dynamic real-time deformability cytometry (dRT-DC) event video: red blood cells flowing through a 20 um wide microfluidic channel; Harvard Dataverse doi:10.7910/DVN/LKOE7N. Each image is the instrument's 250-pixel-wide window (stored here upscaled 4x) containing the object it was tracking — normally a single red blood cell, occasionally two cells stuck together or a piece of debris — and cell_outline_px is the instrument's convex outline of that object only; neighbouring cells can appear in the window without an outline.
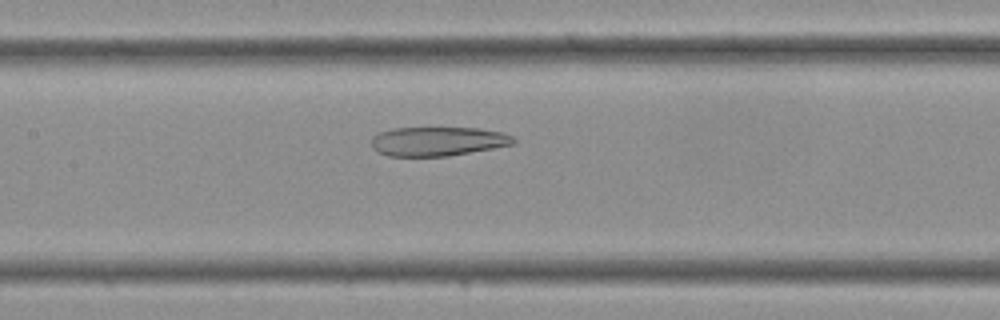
{"species": "Egyptian fruit bat (a non-hibernating species)", "species_latin": "Rousettus aegyptiacus", "temperature_condition": "cold", "stored_images_in_passage": 37, "camera_frame_rate_fps": 3000, "um_per_image_px": 0.085, "frame": {"image": 1, "passage_image": 17, "time_ms": 5.333, "image_size_px": [1000, 320], "cell_outline_px": [[516, 144], [448, 156], [388, 156], [376, 152], [372, 148], [372, 136], [380, 132], [392, 128], [480, 128], [504, 132], [512, 136], [516, 140]], "centroid_in_image_um": [37.22, 12.01], "position_along_channel_um": 170.2, "area_um2": 24.33}}
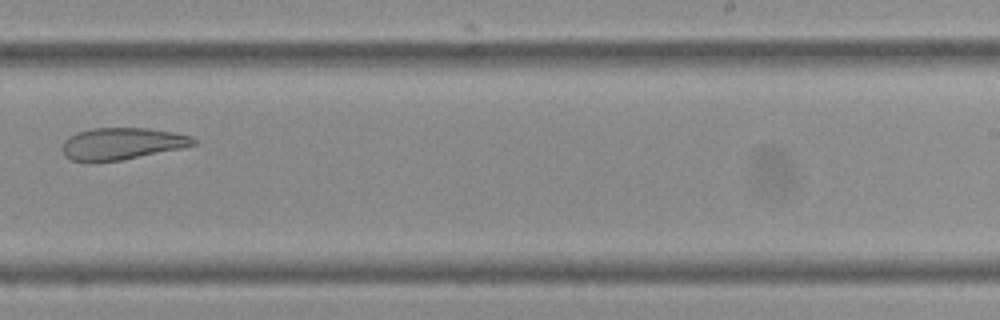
{"frame": {"image": 2, "passage_image": 23, "time_ms": 7.333, "image_size_px": [1000, 320], "cell_outline_px": [[196, 144], [180, 148], [120, 160], [72, 160], [64, 156], [64, 140], [68, 136], [76, 132], [92, 128], [148, 128], [172, 132], [192, 136], [196, 140]], "centroid_in_image_um": [10.37, 12.18], "position_along_channel_um": 278.6, "area_um2": 23.81}}
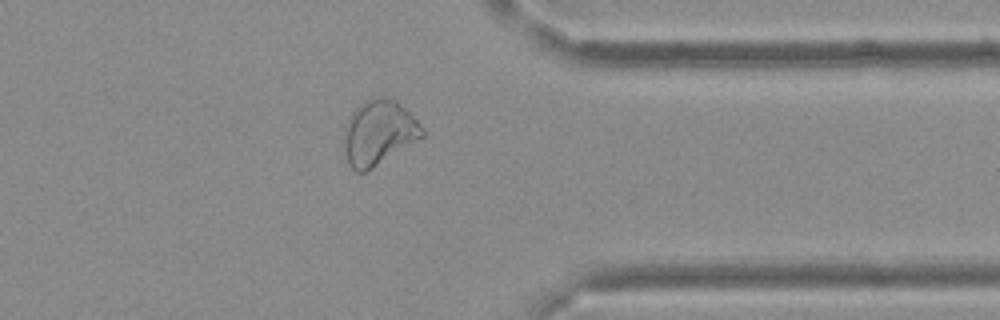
{"frame": {"image": 3, "passage_image": 29, "time_ms": 9.333, "image_size_px": [1000, 320], "cell_outline_px": [[424, 136], [372, 168], [364, 172], [356, 172], [348, 164], [344, 152], [344, 124], [348, 116], [364, 100], [376, 96], [380, 96], [396, 100], [424, 128]], "centroid_in_image_um": [32.15, 11.26], "position_along_channel_um": 379.3, "area_um2": 29.54}}